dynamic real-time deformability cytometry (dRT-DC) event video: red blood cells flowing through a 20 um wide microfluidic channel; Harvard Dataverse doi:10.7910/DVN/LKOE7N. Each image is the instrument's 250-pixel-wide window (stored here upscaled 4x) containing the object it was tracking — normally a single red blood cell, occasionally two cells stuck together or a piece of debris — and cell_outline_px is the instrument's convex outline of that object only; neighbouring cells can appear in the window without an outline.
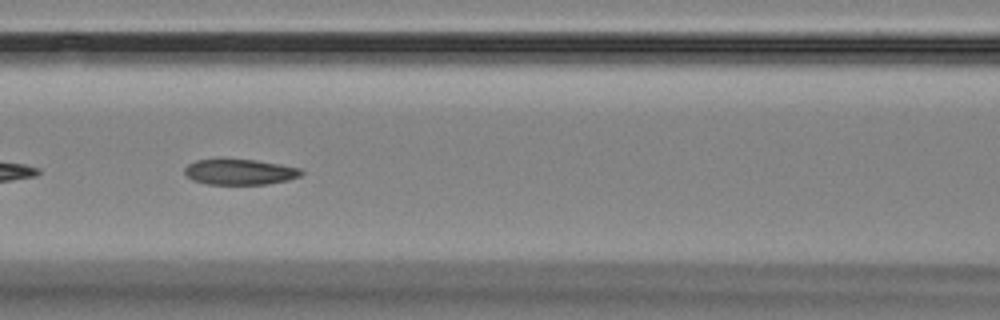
{"species": "Egyptian fruit bat (a non-hibernating species)", "species_latin": "Rousettus aegyptiacus", "temperature_condition": "room temperature", "stored_images_in_passage": 16, "camera_frame_rate_fps": 3000, "um_per_image_px": 0.085, "animal": {"sex": "female"}, "frame": {"image": 1, "passage_image": 7, "time_ms": 8.0, "image_size_px": [1000, 320], "cell_outline_px": [[304, 172], [300, 176], [288, 180], [264, 184], [208, 184], [192, 180], [184, 172], [184, 168], [188, 164], [196, 160], [256, 160], [280, 164], [300, 168]], "centroid_in_image_um": [20.39, 14.62], "position_along_channel_um": 146.2, "area_um2": 17.17}}
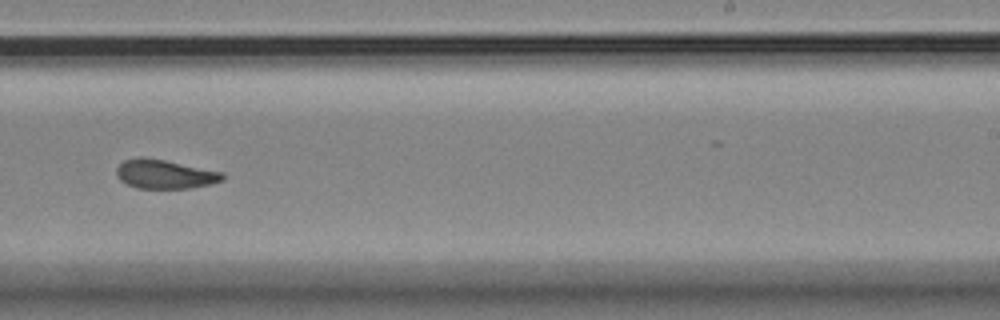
{"frame": {"image": 2, "passage_image": 10, "time_ms": 11.667, "image_size_px": [1000, 320], "cell_outline_px": [[224, 180], [212, 184], [188, 188], [136, 188], [120, 180], [116, 176], [116, 168], [124, 160], [136, 156], [144, 156], [224, 172]], "centroid_in_image_um": [13.99, 14.79], "position_along_channel_um": 275.0, "area_um2": 18.09}}
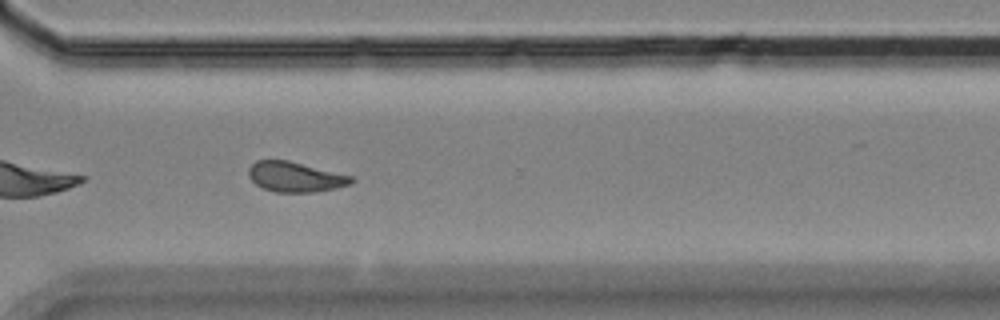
{"frame": {"image": 3, "passage_image": 12, "time_ms": 13.667, "image_size_px": [1000, 320], "cell_outline_px": [[356, 180], [352, 184], [336, 188], [316, 192], [276, 192], [264, 188], [256, 184], [248, 176], [248, 168], [256, 160], [288, 160], [352, 176]], "centroid_in_image_um": [25.11, 15.04], "position_along_channel_um": 345.5, "area_um2": 18.03}, "authors_computed_cell_mechanics": {"area_um2": 18.1492, "velocity_mm_per_s": 3.5241, "shape_relaxation_time_tau1_ms": 4.1366, "shape_relaxation_time_tau2_ms": 2.9477, "deformation_change_tau1": 0.121, "deformation_change_tau2": 0.07}}